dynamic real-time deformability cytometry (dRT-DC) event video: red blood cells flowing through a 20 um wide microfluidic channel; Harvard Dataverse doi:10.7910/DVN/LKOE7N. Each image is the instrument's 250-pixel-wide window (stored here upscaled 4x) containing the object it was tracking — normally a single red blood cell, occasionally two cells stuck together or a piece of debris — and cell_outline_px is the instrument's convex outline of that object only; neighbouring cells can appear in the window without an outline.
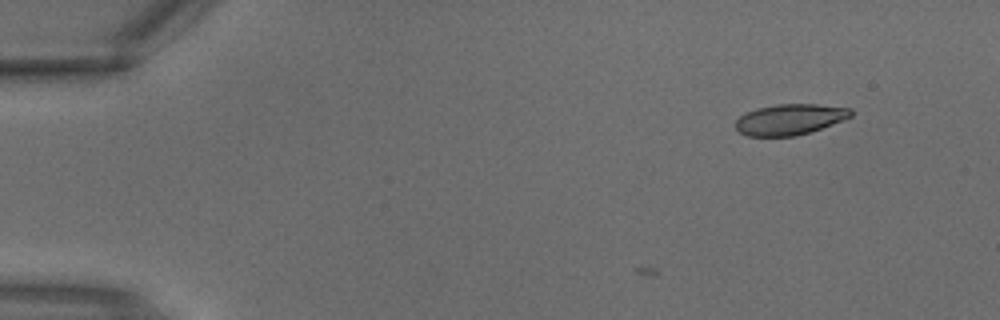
{"species": "common noctule bat (a hibernating species)", "species_latin": "Nyctalus noctula", "temperature_condition": "warm", "stored_images_in_passage": 2, "camera_frame_rate_fps": 3000, "um_per_image_px": 0.085, "animal": {"sex": "male", "body_mass_g": 18.8}, "frame": {"image": 1, "passage_image": 2, "time_ms": 0.333, "image_size_px": [1000, 320], "cell_outline_px": [[852, 116], [820, 128], [796, 136], [748, 136], [740, 132], [736, 128], [736, 120], [740, 116], [756, 108], [776, 104], [816, 104], [852, 108]], "centroid_in_image_um": [67.12, 10.14], "position_along_channel_um": 17.9, "area_um2": 20.46}}